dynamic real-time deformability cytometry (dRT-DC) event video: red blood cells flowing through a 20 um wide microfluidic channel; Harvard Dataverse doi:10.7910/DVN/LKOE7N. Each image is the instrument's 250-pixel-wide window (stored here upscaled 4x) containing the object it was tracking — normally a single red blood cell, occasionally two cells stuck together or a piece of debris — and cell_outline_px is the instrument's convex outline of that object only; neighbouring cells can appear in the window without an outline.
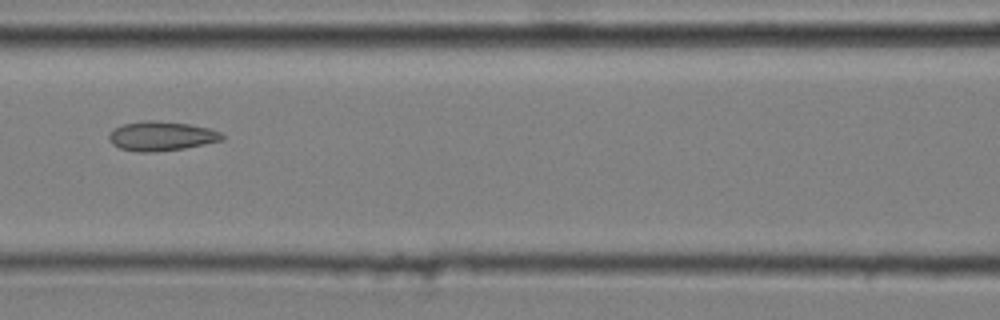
{"species": "common noctule bat (a hibernating species)", "species_latin": "Nyctalus noctula", "temperature_condition": "cold", "stored_images_in_passage": 9, "camera_frame_rate_fps": 3000, "um_per_image_px": 0.085, "animal": {"sex": "male", "body_mass_g": 20.4}, "frame": {"image": 1, "passage_image": 7, "time_ms": 2.0, "image_size_px": [1000, 320], "cell_outline_px": [[224, 140], [184, 148], [152, 152], [136, 152], [120, 148], [112, 144], [108, 140], [108, 136], [116, 128], [124, 124], [144, 120], [152, 120], [188, 124], [208, 128], [220, 132], [224, 136]], "centroid_in_image_um": [13.71, 11.57], "position_along_channel_um": 152.9, "area_um2": 19.19}}
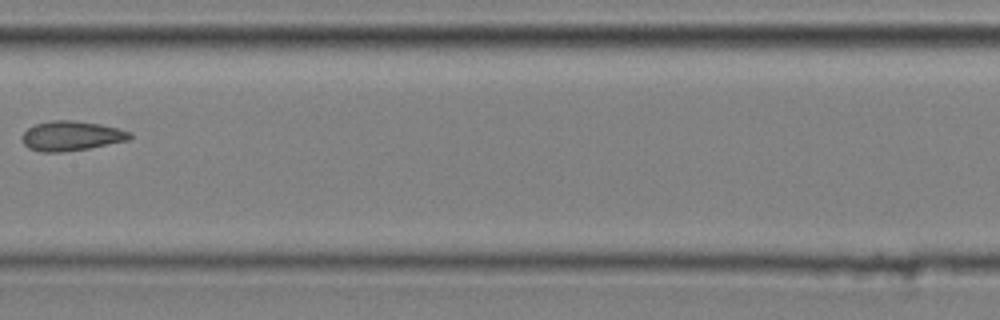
{"frame": {"image": 2, "passage_image": 8, "time_ms": 2.333, "image_size_px": [1000, 320], "cell_outline_px": [[132, 136], [128, 140], [88, 148], [60, 152], [40, 152], [28, 148], [24, 144], [20, 136], [28, 128], [36, 124], [52, 120], [72, 120], [100, 124], [132, 132]], "centroid_in_image_um": [6.03, 11.55], "position_along_channel_um": 201.4, "area_um2": 18.55}}
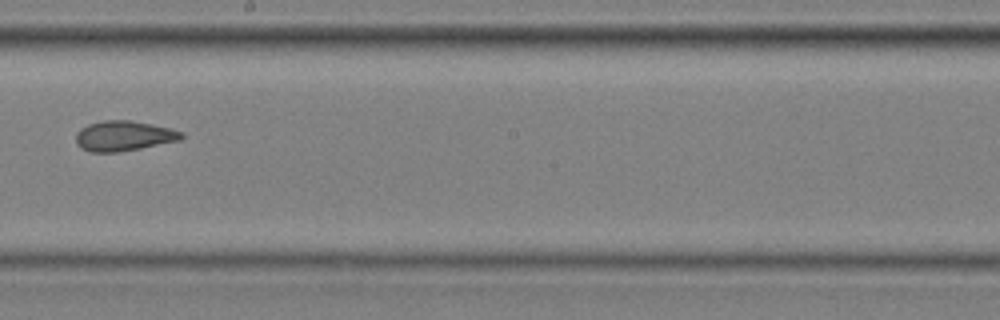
{"frame": {"image": 3, "passage_image": 9, "time_ms": 2.667, "image_size_px": [1000, 320], "cell_outline_px": [[184, 136], [180, 140], [140, 148], [116, 152], [88, 152], [80, 148], [76, 144], [76, 132], [80, 128], [88, 124], [104, 120], [128, 120], [152, 124], [172, 128], [184, 132]], "centroid_in_image_um": [10.5, 11.55], "position_along_channel_um": 237.7, "area_um2": 18.67}}